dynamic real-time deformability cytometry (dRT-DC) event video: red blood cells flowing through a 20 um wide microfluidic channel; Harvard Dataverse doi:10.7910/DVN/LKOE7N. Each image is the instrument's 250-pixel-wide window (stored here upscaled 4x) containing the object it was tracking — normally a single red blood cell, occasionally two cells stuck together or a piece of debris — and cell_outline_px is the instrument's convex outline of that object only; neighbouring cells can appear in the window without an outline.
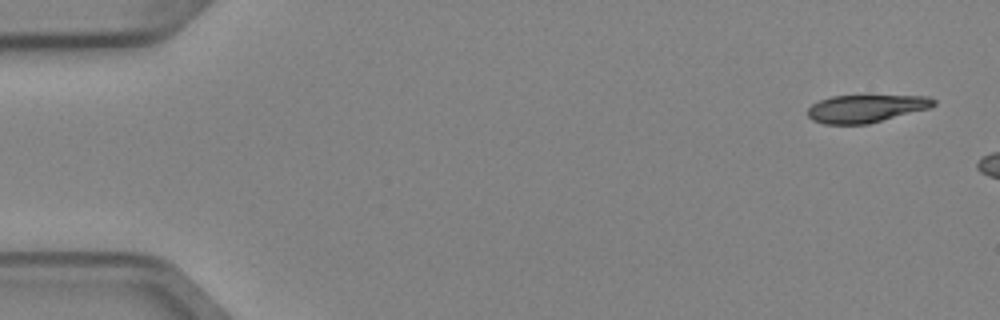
{"species": "Egyptian fruit bat (a non-hibernating species)", "species_latin": "Rousettus aegyptiacus", "temperature_condition": "cold", "stored_images_in_passage": 3, "camera_frame_rate_fps": 3000, "um_per_image_px": 0.085, "animal": {"sex": "female"}, "frame": {"image": 1, "passage_image": 1, "time_ms": 0.0, "image_size_px": [1000, 320], "cell_outline_px": [[936, 104], [932, 108], [868, 124], [824, 124], [812, 120], [808, 116], [808, 108], [812, 104], [820, 100], [832, 96], [928, 96], [936, 100]], "centroid_in_image_um": [73.64, 9.23], "position_along_channel_um": 11.4, "area_um2": 20.4}}